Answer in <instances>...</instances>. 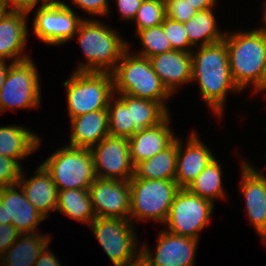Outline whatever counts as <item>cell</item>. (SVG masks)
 <instances>
[{
	"label": "cell",
	"instance_id": "cell-1",
	"mask_svg": "<svg viewBox=\"0 0 266 266\" xmlns=\"http://www.w3.org/2000/svg\"><path fill=\"white\" fill-rule=\"evenodd\" d=\"M191 60V81H198L201 96L220 117L228 92L241 91L231 76L225 40L200 46L197 52H191Z\"/></svg>",
	"mask_w": 266,
	"mask_h": 266
},
{
	"label": "cell",
	"instance_id": "cell-2",
	"mask_svg": "<svg viewBox=\"0 0 266 266\" xmlns=\"http://www.w3.org/2000/svg\"><path fill=\"white\" fill-rule=\"evenodd\" d=\"M229 66L234 83L242 91L253 85L260 86L266 62V31L256 28L251 31L225 33Z\"/></svg>",
	"mask_w": 266,
	"mask_h": 266
},
{
	"label": "cell",
	"instance_id": "cell-3",
	"mask_svg": "<svg viewBox=\"0 0 266 266\" xmlns=\"http://www.w3.org/2000/svg\"><path fill=\"white\" fill-rule=\"evenodd\" d=\"M75 35L87 60L76 71L111 73L130 46L119 33L96 19L83 18Z\"/></svg>",
	"mask_w": 266,
	"mask_h": 266
},
{
	"label": "cell",
	"instance_id": "cell-4",
	"mask_svg": "<svg viewBox=\"0 0 266 266\" xmlns=\"http://www.w3.org/2000/svg\"><path fill=\"white\" fill-rule=\"evenodd\" d=\"M128 51L129 48L111 72L113 92L160 102L168 110L165 100L172 94L154 72L149 58Z\"/></svg>",
	"mask_w": 266,
	"mask_h": 266
},
{
	"label": "cell",
	"instance_id": "cell-5",
	"mask_svg": "<svg viewBox=\"0 0 266 266\" xmlns=\"http://www.w3.org/2000/svg\"><path fill=\"white\" fill-rule=\"evenodd\" d=\"M69 117L74 118L97 110H107L114 95L112 74L75 71L63 82Z\"/></svg>",
	"mask_w": 266,
	"mask_h": 266
},
{
	"label": "cell",
	"instance_id": "cell-6",
	"mask_svg": "<svg viewBox=\"0 0 266 266\" xmlns=\"http://www.w3.org/2000/svg\"><path fill=\"white\" fill-rule=\"evenodd\" d=\"M129 183L130 221L149 219L165 223L174 197L180 190L176 181L131 178Z\"/></svg>",
	"mask_w": 266,
	"mask_h": 266
},
{
	"label": "cell",
	"instance_id": "cell-7",
	"mask_svg": "<svg viewBox=\"0 0 266 266\" xmlns=\"http://www.w3.org/2000/svg\"><path fill=\"white\" fill-rule=\"evenodd\" d=\"M42 165L58 190L89 189L97 178L90 148L61 147Z\"/></svg>",
	"mask_w": 266,
	"mask_h": 266
},
{
	"label": "cell",
	"instance_id": "cell-8",
	"mask_svg": "<svg viewBox=\"0 0 266 266\" xmlns=\"http://www.w3.org/2000/svg\"><path fill=\"white\" fill-rule=\"evenodd\" d=\"M89 226L114 266H125L141 255L130 219L97 217Z\"/></svg>",
	"mask_w": 266,
	"mask_h": 266
},
{
	"label": "cell",
	"instance_id": "cell-9",
	"mask_svg": "<svg viewBox=\"0 0 266 266\" xmlns=\"http://www.w3.org/2000/svg\"><path fill=\"white\" fill-rule=\"evenodd\" d=\"M214 202L180 188L171 204L169 215L164 224L166 231L199 240V233L209 225ZM200 231V232H199Z\"/></svg>",
	"mask_w": 266,
	"mask_h": 266
},
{
	"label": "cell",
	"instance_id": "cell-10",
	"mask_svg": "<svg viewBox=\"0 0 266 266\" xmlns=\"http://www.w3.org/2000/svg\"><path fill=\"white\" fill-rule=\"evenodd\" d=\"M31 59L9 65L8 74L0 91V112L10 108L14 110L39 106L40 77Z\"/></svg>",
	"mask_w": 266,
	"mask_h": 266
},
{
	"label": "cell",
	"instance_id": "cell-11",
	"mask_svg": "<svg viewBox=\"0 0 266 266\" xmlns=\"http://www.w3.org/2000/svg\"><path fill=\"white\" fill-rule=\"evenodd\" d=\"M90 151L97 178L129 181L134 176L128 138L108 135Z\"/></svg>",
	"mask_w": 266,
	"mask_h": 266
},
{
	"label": "cell",
	"instance_id": "cell-12",
	"mask_svg": "<svg viewBox=\"0 0 266 266\" xmlns=\"http://www.w3.org/2000/svg\"><path fill=\"white\" fill-rule=\"evenodd\" d=\"M82 20L65 3L58 6H40L36 10L32 29L44 43L58 46L74 38Z\"/></svg>",
	"mask_w": 266,
	"mask_h": 266
},
{
	"label": "cell",
	"instance_id": "cell-13",
	"mask_svg": "<svg viewBox=\"0 0 266 266\" xmlns=\"http://www.w3.org/2000/svg\"><path fill=\"white\" fill-rule=\"evenodd\" d=\"M89 195L96 218L129 219V181L96 178L89 187Z\"/></svg>",
	"mask_w": 266,
	"mask_h": 266
},
{
	"label": "cell",
	"instance_id": "cell-14",
	"mask_svg": "<svg viewBox=\"0 0 266 266\" xmlns=\"http://www.w3.org/2000/svg\"><path fill=\"white\" fill-rule=\"evenodd\" d=\"M198 240L160 231L155 256L143 245L142 257L150 266H194Z\"/></svg>",
	"mask_w": 266,
	"mask_h": 266
},
{
	"label": "cell",
	"instance_id": "cell-15",
	"mask_svg": "<svg viewBox=\"0 0 266 266\" xmlns=\"http://www.w3.org/2000/svg\"><path fill=\"white\" fill-rule=\"evenodd\" d=\"M241 168L240 191L245 199L247 217L266 242V176L246 161Z\"/></svg>",
	"mask_w": 266,
	"mask_h": 266
},
{
	"label": "cell",
	"instance_id": "cell-16",
	"mask_svg": "<svg viewBox=\"0 0 266 266\" xmlns=\"http://www.w3.org/2000/svg\"><path fill=\"white\" fill-rule=\"evenodd\" d=\"M0 202L5 208L6 224H12L20 233H36L38 224L46 220L28 201L18 183L0 187Z\"/></svg>",
	"mask_w": 266,
	"mask_h": 266
},
{
	"label": "cell",
	"instance_id": "cell-17",
	"mask_svg": "<svg viewBox=\"0 0 266 266\" xmlns=\"http://www.w3.org/2000/svg\"><path fill=\"white\" fill-rule=\"evenodd\" d=\"M187 140V145L183 150V141L177 137V163L174 180L180 188H187L215 158L194 131Z\"/></svg>",
	"mask_w": 266,
	"mask_h": 266
},
{
	"label": "cell",
	"instance_id": "cell-18",
	"mask_svg": "<svg viewBox=\"0 0 266 266\" xmlns=\"http://www.w3.org/2000/svg\"><path fill=\"white\" fill-rule=\"evenodd\" d=\"M27 14L23 11H8L1 18L0 59H10L11 63H15L30 58L23 52L28 37Z\"/></svg>",
	"mask_w": 266,
	"mask_h": 266
},
{
	"label": "cell",
	"instance_id": "cell-19",
	"mask_svg": "<svg viewBox=\"0 0 266 266\" xmlns=\"http://www.w3.org/2000/svg\"><path fill=\"white\" fill-rule=\"evenodd\" d=\"M170 114L159 124L144 128L128 138L134 166L169 147L176 139L170 129Z\"/></svg>",
	"mask_w": 266,
	"mask_h": 266
},
{
	"label": "cell",
	"instance_id": "cell-20",
	"mask_svg": "<svg viewBox=\"0 0 266 266\" xmlns=\"http://www.w3.org/2000/svg\"><path fill=\"white\" fill-rule=\"evenodd\" d=\"M149 60L154 72L171 94L178 86L191 82V53L171 50L151 57Z\"/></svg>",
	"mask_w": 266,
	"mask_h": 266
},
{
	"label": "cell",
	"instance_id": "cell-21",
	"mask_svg": "<svg viewBox=\"0 0 266 266\" xmlns=\"http://www.w3.org/2000/svg\"><path fill=\"white\" fill-rule=\"evenodd\" d=\"M34 174L29 179H25L24 173L21 174L18 185L23 189L28 201L47 218L52 209L56 211L58 188L43 165H39Z\"/></svg>",
	"mask_w": 266,
	"mask_h": 266
},
{
	"label": "cell",
	"instance_id": "cell-22",
	"mask_svg": "<svg viewBox=\"0 0 266 266\" xmlns=\"http://www.w3.org/2000/svg\"><path fill=\"white\" fill-rule=\"evenodd\" d=\"M69 146L91 148L109 134L107 110H97L70 119Z\"/></svg>",
	"mask_w": 266,
	"mask_h": 266
},
{
	"label": "cell",
	"instance_id": "cell-23",
	"mask_svg": "<svg viewBox=\"0 0 266 266\" xmlns=\"http://www.w3.org/2000/svg\"><path fill=\"white\" fill-rule=\"evenodd\" d=\"M50 239L47 234L40 236L37 233H21L0 256L2 266H34L42 250L49 245Z\"/></svg>",
	"mask_w": 266,
	"mask_h": 266
},
{
	"label": "cell",
	"instance_id": "cell-24",
	"mask_svg": "<svg viewBox=\"0 0 266 266\" xmlns=\"http://www.w3.org/2000/svg\"><path fill=\"white\" fill-rule=\"evenodd\" d=\"M40 138L20 125L0 127V155L19 160L40 147ZM19 159V160H18Z\"/></svg>",
	"mask_w": 266,
	"mask_h": 266
},
{
	"label": "cell",
	"instance_id": "cell-25",
	"mask_svg": "<svg viewBox=\"0 0 266 266\" xmlns=\"http://www.w3.org/2000/svg\"><path fill=\"white\" fill-rule=\"evenodd\" d=\"M126 106L130 108L131 124L134 134L144 128L161 123L168 115L167 110L160 102L133 97L125 93H114Z\"/></svg>",
	"mask_w": 266,
	"mask_h": 266
},
{
	"label": "cell",
	"instance_id": "cell-26",
	"mask_svg": "<svg viewBox=\"0 0 266 266\" xmlns=\"http://www.w3.org/2000/svg\"><path fill=\"white\" fill-rule=\"evenodd\" d=\"M177 163V139L166 149L135 166L132 178L174 180Z\"/></svg>",
	"mask_w": 266,
	"mask_h": 266
},
{
	"label": "cell",
	"instance_id": "cell-27",
	"mask_svg": "<svg viewBox=\"0 0 266 266\" xmlns=\"http://www.w3.org/2000/svg\"><path fill=\"white\" fill-rule=\"evenodd\" d=\"M56 210L69 218L88 224L96 218L89 189L58 190Z\"/></svg>",
	"mask_w": 266,
	"mask_h": 266
},
{
	"label": "cell",
	"instance_id": "cell-28",
	"mask_svg": "<svg viewBox=\"0 0 266 266\" xmlns=\"http://www.w3.org/2000/svg\"><path fill=\"white\" fill-rule=\"evenodd\" d=\"M212 8L197 11L196 14L184 23L185 31L190 44L205 46L222 41L225 35L219 31Z\"/></svg>",
	"mask_w": 266,
	"mask_h": 266
},
{
	"label": "cell",
	"instance_id": "cell-29",
	"mask_svg": "<svg viewBox=\"0 0 266 266\" xmlns=\"http://www.w3.org/2000/svg\"><path fill=\"white\" fill-rule=\"evenodd\" d=\"M221 169L220 163L214 158L186 189L212 202L213 199L224 198Z\"/></svg>",
	"mask_w": 266,
	"mask_h": 266
},
{
	"label": "cell",
	"instance_id": "cell-30",
	"mask_svg": "<svg viewBox=\"0 0 266 266\" xmlns=\"http://www.w3.org/2000/svg\"><path fill=\"white\" fill-rule=\"evenodd\" d=\"M115 97V101L113 99ZM108 125L111 136L130 138L134 135V126L131 124L130 108L115 94L110 98L108 107Z\"/></svg>",
	"mask_w": 266,
	"mask_h": 266
},
{
	"label": "cell",
	"instance_id": "cell-31",
	"mask_svg": "<svg viewBox=\"0 0 266 266\" xmlns=\"http://www.w3.org/2000/svg\"><path fill=\"white\" fill-rule=\"evenodd\" d=\"M137 36L141 40L143 49L139 51V56L151 58L163 52L173 50L168 38L165 35L163 26L158 25L138 31Z\"/></svg>",
	"mask_w": 266,
	"mask_h": 266
},
{
	"label": "cell",
	"instance_id": "cell-32",
	"mask_svg": "<svg viewBox=\"0 0 266 266\" xmlns=\"http://www.w3.org/2000/svg\"><path fill=\"white\" fill-rule=\"evenodd\" d=\"M165 17L166 3L159 0H143L134 18L136 33L145 28L161 25Z\"/></svg>",
	"mask_w": 266,
	"mask_h": 266
},
{
	"label": "cell",
	"instance_id": "cell-33",
	"mask_svg": "<svg viewBox=\"0 0 266 266\" xmlns=\"http://www.w3.org/2000/svg\"><path fill=\"white\" fill-rule=\"evenodd\" d=\"M162 26L173 50H180L189 53L192 52L191 50L193 49V46L188 40L184 23H180L165 17Z\"/></svg>",
	"mask_w": 266,
	"mask_h": 266
},
{
	"label": "cell",
	"instance_id": "cell-34",
	"mask_svg": "<svg viewBox=\"0 0 266 266\" xmlns=\"http://www.w3.org/2000/svg\"><path fill=\"white\" fill-rule=\"evenodd\" d=\"M20 162L0 155V187L17 184L22 171Z\"/></svg>",
	"mask_w": 266,
	"mask_h": 266
},
{
	"label": "cell",
	"instance_id": "cell-35",
	"mask_svg": "<svg viewBox=\"0 0 266 266\" xmlns=\"http://www.w3.org/2000/svg\"><path fill=\"white\" fill-rule=\"evenodd\" d=\"M196 12L187 0H169L166 3V17L180 23L190 20Z\"/></svg>",
	"mask_w": 266,
	"mask_h": 266
},
{
	"label": "cell",
	"instance_id": "cell-36",
	"mask_svg": "<svg viewBox=\"0 0 266 266\" xmlns=\"http://www.w3.org/2000/svg\"><path fill=\"white\" fill-rule=\"evenodd\" d=\"M72 4L83 9L89 15H108L109 14V6L107 0H72Z\"/></svg>",
	"mask_w": 266,
	"mask_h": 266
},
{
	"label": "cell",
	"instance_id": "cell-37",
	"mask_svg": "<svg viewBox=\"0 0 266 266\" xmlns=\"http://www.w3.org/2000/svg\"><path fill=\"white\" fill-rule=\"evenodd\" d=\"M20 234L12 224L0 225V256L18 239Z\"/></svg>",
	"mask_w": 266,
	"mask_h": 266
},
{
	"label": "cell",
	"instance_id": "cell-38",
	"mask_svg": "<svg viewBox=\"0 0 266 266\" xmlns=\"http://www.w3.org/2000/svg\"><path fill=\"white\" fill-rule=\"evenodd\" d=\"M118 12L125 20H134L137 10L140 8L143 0H115Z\"/></svg>",
	"mask_w": 266,
	"mask_h": 266
},
{
	"label": "cell",
	"instance_id": "cell-39",
	"mask_svg": "<svg viewBox=\"0 0 266 266\" xmlns=\"http://www.w3.org/2000/svg\"><path fill=\"white\" fill-rule=\"evenodd\" d=\"M9 11H23L30 13L37 5V0H2Z\"/></svg>",
	"mask_w": 266,
	"mask_h": 266
},
{
	"label": "cell",
	"instance_id": "cell-40",
	"mask_svg": "<svg viewBox=\"0 0 266 266\" xmlns=\"http://www.w3.org/2000/svg\"><path fill=\"white\" fill-rule=\"evenodd\" d=\"M56 257L53 252H50L47 245L38 256L34 266H62Z\"/></svg>",
	"mask_w": 266,
	"mask_h": 266
},
{
	"label": "cell",
	"instance_id": "cell-41",
	"mask_svg": "<svg viewBox=\"0 0 266 266\" xmlns=\"http://www.w3.org/2000/svg\"><path fill=\"white\" fill-rule=\"evenodd\" d=\"M187 2L197 11H204L213 8L216 0H187Z\"/></svg>",
	"mask_w": 266,
	"mask_h": 266
},
{
	"label": "cell",
	"instance_id": "cell-42",
	"mask_svg": "<svg viewBox=\"0 0 266 266\" xmlns=\"http://www.w3.org/2000/svg\"><path fill=\"white\" fill-rule=\"evenodd\" d=\"M6 61L4 59H0V91L3 87V83L5 81V78L8 74V69H9V66L8 65H11L12 63H9L7 64Z\"/></svg>",
	"mask_w": 266,
	"mask_h": 266
},
{
	"label": "cell",
	"instance_id": "cell-43",
	"mask_svg": "<svg viewBox=\"0 0 266 266\" xmlns=\"http://www.w3.org/2000/svg\"><path fill=\"white\" fill-rule=\"evenodd\" d=\"M125 266H150L149 263L140 255L137 259L134 261H131Z\"/></svg>",
	"mask_w": 266,
	"mask_h": 266
},
{
	"label": "cell",
	"instance_id": "cell-44",
	"mask_svg": "<svg viewBox=\"0 0 266 266\" xmlns=\"http://www.w3.org/2000/svg\"><path fill=\"white\" fill-rule=\"evenodd\" d=\"M41 1L37 0V3L41 2V6H58L64 4V2H60L58 0H41Z\"/></svg>",
	"mask_w": 266,
	"mask_h": 266
},
{
	"label": "cell",
	"instance_id": "cell-45",
	"mask_svg": "<svg viewBox=\"0 0 266 266\" xmlns=\"http://www.w3.org/2000/svg\"><path fill=\"white\" fill-rule=\"evenodd\" d=\"M262 90H266V62H265V68L262 75V80L260 86L255 90V92H260Z\"/></svg>",
	"mask_w": 266,
	"mask_h": 266
},
{
	"label": "cell",
	"instance_id": "cell-46",
	"mask_svg": "<svg viewBox=\"0 0 266 266\" xmlns=\"http://www.w3.org/2000/svg\"><path fill=\"white\" fill-rule=\"evenodd\" d=\"M1 224H6V213H5V208L0 202V225Z\"/></svg>",
	"mask_w": 266,
	"mask_h": 266
},
{
	"label": "cell",
	"instance_id": "cell-47",
	"mask_svg": "<svg viewBox=\"0 0 266 266\" xmlns=\"http://www.w3.org/2000/svg\"><path fill=\"white\" fill-rule=\"evenodd\" d=\"M5 3L0 0V20L9 11Z\"/></svg>",
	"mask_w": 266,
	"mask_h": 266
},
{
	"label": "cell",
	"instance_id": "cell-48",
	"mask_svg": "<svg viewBox=\"0 0 266 266\" xmlns=\"http://www.w3.org/2000/svg\"><path fill=\"white\" fill-rule=\"evenodd\" d=\"M264 7H265V9H264V12H263L264 13V15H263L264 17L263 18H264V21L266 22V6H264ZM262 29L264 31H266V24H265V26Z\"/></svg>",
	"mask_w": 266,
	"mask_h": 266
},
{
	"label": "cell",
	"instance_id": "cell-49",
	"mask_svg": "<svg viewBox=\"0 0 266 266\" xmlns=\"http://www.w3.org/2000/svg\"><path fill=\"white\" fill-rule=\"evenodd\" d=\"M159 1H162L164 3H167L169 0H159Z\"/></svg>",
	"mask_w": 266,
	"mask_h": 266
}]
</instances>
